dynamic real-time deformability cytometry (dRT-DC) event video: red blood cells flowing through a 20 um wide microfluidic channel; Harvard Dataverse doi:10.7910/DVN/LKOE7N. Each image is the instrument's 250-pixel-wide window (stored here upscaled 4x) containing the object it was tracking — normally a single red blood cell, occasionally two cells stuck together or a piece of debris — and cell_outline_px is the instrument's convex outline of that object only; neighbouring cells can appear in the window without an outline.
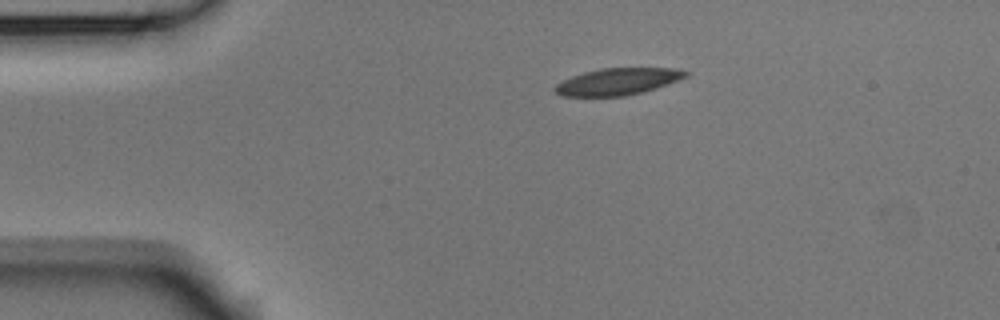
{"species": "Egyptian fruit bat (a non-hibernating species)", "species_latin": "Rousettus aegyptiacus", "temperature_condition": "room temperature", "stored_images_in_passage": 2, "camera_frame_rate_fps": 3000, "um_per_image_px": 0.085, "animal": {"sex": "male"}, "frame": {"image": 1, "passage_image": 1, "time_ms": 0.0, "image_size_px": [1000, 320], "cell_outline_px": [[692, 72], [688, 76], [668, 84], [644, 92], [624, 96], [564, 96], [556, 92], [552, 88], [556, 84], [572, 76], [584, 72], [600, 68], [672, 68]], "centroid_in_image_um": [52.54, 6.93], "position_along_channel_um": 32.5, "area_um2": 20.46}}